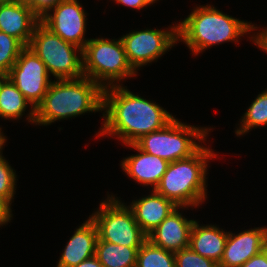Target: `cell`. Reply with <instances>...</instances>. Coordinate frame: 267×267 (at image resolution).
Segmentation results:
<instances>
[{
    "label": "cell",
    "mask_w": 267,
    "mask_h": 267,
    "mask_svg": "<svg viewBox=\"0 0 267 267\" xmlns=\"http://www.w3.org/2000/svg\"><path fill=\"white\" fill-rule=\"evenodd\" d=\"M102 115L96 138L116 137L123 146L164 128L176 117L156 101L133 93L122 83L104 88Z\"/></svg>",
    "instance_id": "obj_1"
},
{
    "label": "cell",
    "mask_w": 267,
    "mask_h": 267,
    "mask_svg": "<svg viewBox=\"0 0 267 267\" xmlns=\"http://www.w3.org/2000/svg\"><path fill=\"white\" fill-rule=\"evenodd\" d=\"M193 8L187 17L178 22V42L185 43L192 55L197 56L212 46L226 42L237 45L245 35L252 41V22L223 13L211 4Z\"/></svg>",
    "instance_id": "obj_2"
},
{
    "label": "cell",
    "mask_w": 267,
    "mask_h": 267,
    "mask_svg": "<svg viewBox=\"0 0 267 267\" xmlns=\"http://www.w3.org/2000/svg\"><path fill=\"white\" fill-rule=\"evenodd\" d=\"M103 88L88 77L53 80L35 110V126H48L86 113H103Z\"/></svg>",
    "instance_id": "obj_3"
},
{
    "label": "cell",
    "mask_w": 267,
    "mask_h": 267,
    "mask_svg": "<svg viewBox=\"0 0 267 267\" xmlns=\"http://www.w3.org/2000/svg\"><path fill=\"white\" fill-rule=\"evenodd\" d=\"M204 144L191 157L170 162L159 184L157 193L173 201L178 207L199 208L208 198L207 179L211 159L218 156Z\"/></svg>",
    "instance_id": "obj_4"
},
{
    "label": "cell",
    "mask_w": 267,
    "mask_h": 267,
    "mask_svg": "<svg viewBox=\"0 0 267 267\" xmlns=\"http://www.w3.org/2000/svg\"><path fill=\"white\" fill-rule=\"evenodd\" d=\"M83 75L103 89L138 75L128 63L120 38H90L82 50Z\"/></svg>",
    "instance_id": "obj_5"
},
{
    "label": "cell",
    "mask_w": 267,
    "mask_h": 267,
    "mask_svg": "<svg viewBox=\"0 0 267 267\" xmlns=\"http://www.w3.org/2000/svg\"><path fill=\"white\" fill-rule=\"evenodd\" d=\"M214 127H196L174 118L164 128L142 136L134 144L142 151L174 162L195 154L207 143ZM197 141V142H196Z\"/></svg>",
    "instance_id": "obj_6"
},
{
    "label": "cell",
    "mask_w": 267,
    "mask_h": 267,
    "mask_svg": "<svg viewBox=\"0 0 267 267\" xmlns=\"http://www.w3.org/2000/svg\"><path fill=\"white\" fill-rule=\"evenodd\" d=\"M45 64L55 80L83 77L82 49L64 41L41 21L35 26L28 46Z\"/></svg>",
    "instance_id": "obj_7"
},
{
    "label": "cell",
    "mask_w": 267,
    "mask_h": 267,
    "mask_svg": "<svg viewBox=\"0 0 267 267\" xmlns=\"http://www.w3.org/2000/svg\"><path fill=\"white\" fill-rule=\"evenodd\" d=\"M107 193V198L89 215L97 227L98 238L112 244L141 247L147 235L136 222L132 209L116 194Z\"/></svg>",
    "instance_id": "obj_8"
},
{
    "label": "cell",
    "mask_w": 267,
    "mask_h": 267,
    "mask_svg": "<svg viewBox=\"0 0 267 267\" xmlns=\"http://www.w3.org/2000/svg\"><path fill=\"white\" fill-rule=\"evenodd\" d=\"M171 24L164 29L133 30L120 37L128 63L137 74L143 66L157 62L179 43L178 21Z\"/></svg>",
    "instance_id": "obj_9"
},
{
    "label": "cell",
    "mask_w": 267,
    "mask_h": 267,
    "mask_svg": "<svg viewBox=\"0 0 267 267\" xmlns=\"http://www.w3.org/2000/svg\"><path fill=\"white\" fill-rule=\"evenodd\" d=\"M8 78L36 110L53 81L41 59L26 46L12 66Z\"/></svg>",
    "instance_id": "obj_10"
},
{
    "label": "cell",
    "mask_w": 267,
    "mask_h": 267,
    "mask_svg": "<svg viewBox=\"0 0 267 267\" xmlns=\"http://www.w3.org/2000/svg\"><path fill=\"white\" fill-rule=\"evenodd\" d=\"M88 13L79 0H63L52 8L40 21L64 41L84 49L90 40L87 32Z\"/></svg>",
    "instance_id": "obj_11"
},
{
    "label": "cell",
    "mask_w": 267,
    "mask_h": 267,
    "mask_svg": "<svg viewBox=\"0 0 267 267\" xmlns=\"http://www.w3.org/2000/svg\"><path fill=\"white\" fill-rule=\"evenodd\" d=\"M267 226L254 227L233 233L228 231L225 249L218 267H241L264 249Z\"/></svg>",
    "instance_id": "obj_12"
},
{
    "label": "cell",
    "mask_w": 267,
    "mask_h": 267,
    "mask_svg": "<svg viewBox=\"0 0 267 267\" xmlns=\"http://www.w3.org/2000/svg\"><path fill=\"white\" fill-rule=\"evenodd\" d=\"M183 209L189 210V207H178L174 210L147 235V240L173 253L189 247L190 233L195 220L186 218Z\"/></svg>",
    "instance_id": "obj_13"
},
{
    "label": "cell",
    "mask_w": 267,
    "mask_h": 267,
    "mask_svg": "<svg viewBox=\"0 0 267 267\" xmlns=\"http://www.w3.org/2000/svg\"><path fill=\"white\" fill-rule=\"evenodd\" d=\"M134 149L136 154L124 157L120 165L124 173L138 185L150 187L154 190L167 170L169 162L155 155L148 154L135 144L125 145Z\"/></svg>",
    "instance_id": "obj_14"
},
{
    "label": "cell",
    "mask_w": 267,
    "mask_h": 267,
    "mask_svg": "<svg viewBox=\"0 0 267 267\" xmlns=\"http://www.w3.org/2000/svg\"><path fill=\"white\" fill-rule=\"evenodd\" d=\"M40 18L26 4L16 2L0 3V31L29 46L35 26Z\"/></svg>",
    "instance_id": "obj_15"
},
{
    "label": "cell",
    "mask_w": 267,
    "mask_h": 267,
    "mask_svg": "<svg viewBox=\"0 0 267 267\" xmlns=\"http://www.w3.org/2000/svg\"><path fill=\"white\" fill-rule=\"evenodd\" d=\"M128 206L132 209L136 222L146 235L178 208L173 201L155 190L139 199L132 200Z\"/></svg>",
    "instance_id": "obj_16"
},
{
    "label": "cell",
    "mask_w": 267,
    "mask_h": 267,
    "mask_svg": "<svg viewBox=\"0 0 267 267\" xmlns=\"http://www.w3.org/2000/svg\"><path fill=\"white\" fill-rule=\"evenodd\" d=\"M73 233L62 250L56 267H74L95 256L98 232L91 218L88 217Z\"/></svg>",
    "instance_id": "obj_17"
},
{
    "label": "cell",
    "mask_w": 267,
    "mask_h": 267,
    "mask_svg": "<svg viewBox=\"0 0 267 267\" xmlns=\"http://www.w3.org/2000/svg\"><path fill=\"white\" fill-rule=\"evenodd\" d=\"M193 223L189 247L199 255L219 264L225 249L228 231L218 225Z\"/></svg>",
    "instance_id": "obj_18"
},
{
    "label": "cell",
    "mask_w": 267,
    "mask_h": 267,
    "mask_svg": "<svg viewBox=\"0 0 267 267\" xmlns=\"http://www.w3.org/2000/svg\"><path fill=\"white\" fill-rule=\"evenodd\" d=\"M23 115L27 116L25 119L28 123L35 125V109L14 83L7 78L0 89V118L15 121L22 119Z\"/></svg>",
    "instance_id": "obj_19"
},
{
    "label": "cell",
    "mask_w": 267,
    "mask_h": 267,
    "mask_svg": "<svg viewBox=\"0 0 267 267\" xmlns=\"http://www.w3.org/2000/svg\"><path fill=\"white\" fill-rule=\"evenodd\" d=\"M140 247H127L102 241L96 242L95 256L103 267H136Z\"/></svg>",
    "instance_id": "obj_20"
},
{
    "label": "cell",
    "mask_w": 267,
    "mask_h": 267,
    "mask_svg": "<svg viewBox=\"0 0 267 267\" xmlns=\"http://www.w3.org/2000/svg\"><path fill=\"white\" fill-rule=\"evenodd\" d=\"M239 120V126L234 130L237 137L267 126V88L256 96Z\"/></svg>",
    "instance_id": "obj_21"
},
{
    "label": "cell",
    "mask_w": 267,
    "mask_h": 267,
    "mask_svg": "<svg viewBox=\"0 0 267 267\" xmlns=\"http://www.w3.org/2000/svg\"><path fill=\"white\" fill-rule=\"evenodd\" d=\"M136 267H175V255L146 240L137 251Z\"/></svg>",
    "instance_id": "obj_22"
},
{
    "label": "cell",
    "mask_w": 267,
    "mask_h": 267,
    "mask_svg": "<svg viewBox=\"0 0 267 267\" xmlns=\"http://www.w3.org/2000/svg\"><path fill=\"white\" fill-rule=\"evenodd\" d=\"M24 48L18 39L0 31V72L9 74Z\"/></svg>",
    "instance_id": "obj_23"
},
{
    "label": "cell",
    "mask_w": 267,
    "mask_h": 267,
    "mask_svg": "<svg viewBox=\"0 0 267 267\" xmlns=\"http://www.w3.org/2000/svg\"><path fill=\"white\" fill-rule=\"evenodd\" d=\"M8 161L3 154L0 156V195L12 205L16 195L18 177Z\"/></svg>",
    "instance_id": "obj_24"
},
{
    "label": "cell",
    "mask_w": 267,
    "mask_h": 267,
    "mask_svg": "<svg viewBox=\"0 0 267 267\" xmlns=\"http://www.w3.org/2000/svg\"><path fill=\"white\" fill-rule=\"evenodd\" d=\"M175 267H218L213 260L194 252L190 247L174 253Z\"/></svg>",
    "instance_id": "obj_25"
},
{
    "label": "cell",
    "mask_w": 267,
    "mask_h": 267,
    "mask_svg": "<svg viewBox=\"0 0 267 267\" xmlns=\"http://www.w3.org/2000/svg\"><path fill=\"white\" fill-rule=\"evenodd\" d=\"M253 23L252 28V43L256 45L261 51L267 53V27L260 28ZM257 31V32H255Z\"/></svg>",
    "instance_id": "obj_26"
},
{
    "label": "cell",
    "mask_w": 267,
    "mask_h": 267,
    "mask_svg": "<svg viewBox=\"0 0 267 267\" xmlns=\"http://www.w3.org/2000/svg\"><path fill=\"white\" fill-rule=\"evenodd\" d=\"M63 0H34V13L41 19Z\"/></svg>",
    "instance_id": "obj_27"
},
{
    "label": "cell",
    "mask_w": 267,
    "mask_h": 267,
    "mask_svg": "<svg viewBox=\"0 0 267 267\" xmlns=\"http://www.w3.org/2000/svg\"><path fill=\"white\" fill-rule=\"evenodd\" d=\"M13 218L11 204L0 195V228L8 225Z\"/></svg>",
    "instance_id": "obj_28"
},
{
    "label": "cell",
    "mask_w": 267,
    "mask_h": 267,
    "mask_svg": "<svg viewBox=\"0 0 267 267\" xmlns=\"http://www.w3.org/2000/svg\"><path fill=\"white\" fill-rule=\"evenodd\" d=\"M116 4H120L121 6H126L132 9L137 10H143V9H148V7L157 2L159 0H113Z\"/></svg>",
    "instance_id": "obj_29"
},
{
    "label": "cell",
    "mask_w": 267,
    "mask_h": 267,
    "mask_svg": "<svg viewBox=\"0 0 267 267\" xmlns=\"http://www.w3.org/2000/svg\"><path fill=\"white\" fill-rule=\"evenodd\" d=\"M241 267H267V255L264 250L251 257Z\"/></svg>",
    "instance_id": "obj_30"
},
{
    "label": "cell",
    "mask_w": 267,
    "mask_h": 267,
    "mask_svg": "<svg viewBox=\"0 0 267 267\" xmlns=\"http://www.w3.org/2000/svg\"><path fill=\"white\" fill-rule=\"evenodd\" d=\"M74 267H103L96 256L83 260L77 266Z\"/></svg>",
    "instance_id": "obj_31"
},
{
    "label": "cell",
    "mask_w": 267,
    "mask_h": 267,
    "mask_svg": "<svg viewBox=\"0 0 267 267\" xmlns=\"http://www.w3.org/2000/svg\"><path fill=\"white\" fill-rule=\"evenodd\" d=\"M2 126L0 127V156L3 154V150L5 148V145H7L6 143L8 142L7 141V137L6 135H4V131L2 132Z\"/></svg>",
    "instance_id": "obj_32"
},
{
    "label": "cell",
    "mask_w": 267,
    "mask_h": 267,
    "mask_svg": "<svg viewBox=\"0 0 267 267\" xmlns=\"http://www.w3.org/2000/svg\"><path fill=\"white\" fill-rule=\"evenodd\" d=\"M13 2L29 5L34 12V0H13Z\"/></svg>",
    "instance_id": "obj_33"
},
{
    "label": "cell",
    "mask_w": 267,
    "mask_h": 267,
    "mask_svg": "<svg viewBox=\"0 0 267 267\" xmlns=\"http://www.w3.org/2000/svg\"><path fill=\"white\" fill-rule=\"evenodd\" d=\"M7 78H8V74L0 72V89Z\"/></svg>",
    "instance_id": "obj_34"
},
{
    "label": "cell",
    "mask_w": 267,
    "mask_h": 267,
    "mask_svg": "<svg viewBox=\"0 0 267 267\" xmlns=\"http://www.w3.org/2000/svg\"><path fill=\"white\" fill-rule=\"evenodd\" d=\"M267 255V239H266V242H265V245H264V249H263Z\"/></svg>",
    "instance_id": "obj_35"
},
{
    "label": "cell",
    "mask_w": 267,
    "mask_h": 267,
    "mask_svg": "<svg viewBox=\"0 0 267 267\" xmlns=\"http://www.w3.org/2000/svg\"><path fill=\"white\" fill-rule=\"evenodd\" d=\"M13 2V0H0V3Z\"/></svg>",
    "instance_id": "obj_36"
}]
</instances>
